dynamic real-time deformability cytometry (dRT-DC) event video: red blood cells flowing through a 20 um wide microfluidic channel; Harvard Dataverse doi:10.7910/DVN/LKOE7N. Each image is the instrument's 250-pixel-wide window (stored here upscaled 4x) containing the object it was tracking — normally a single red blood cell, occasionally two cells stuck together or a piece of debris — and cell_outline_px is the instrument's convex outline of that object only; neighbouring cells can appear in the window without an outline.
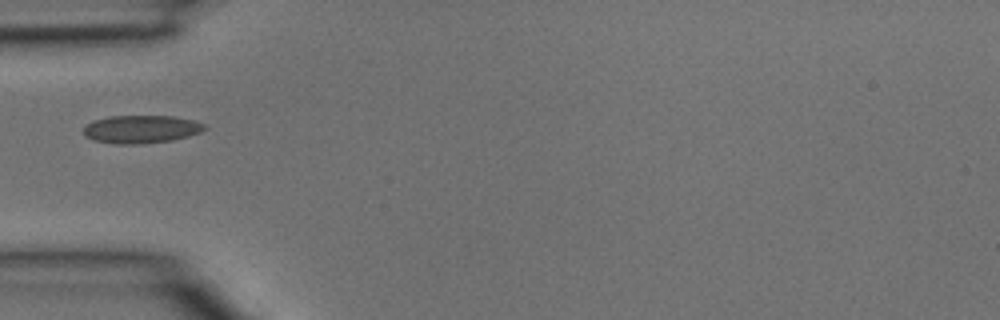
{"species": "common noctule bat (a hibernating species)", "species_latin": "Nyctalus noctula", "temperature_condition": "room temperature", "stored_images_in_passage": 18, "camera_frame_rate_fps": 3000, "um_per_image_px": 0.085, "animal": {"sex": "male", "body_mass_g": 15.6}, "frame": {"image": 1, "passage_image": 1, "time_ms": 0.0, "image_size_px": [1000, 320], "cell_outline_px": [[208, 128], [200, 132], [188, 136], [172, 140], [140, 144], [116, 144], [92, 140], [84, 136], [84, 128], [88, 124], [96, 120], [108, 116], [172, 116], [192, 120], [208, 124]], "centroid_in_image_um": [12.03, 10.98], "position_along_channel_um": 73.0, "area_um2": 19.77}}
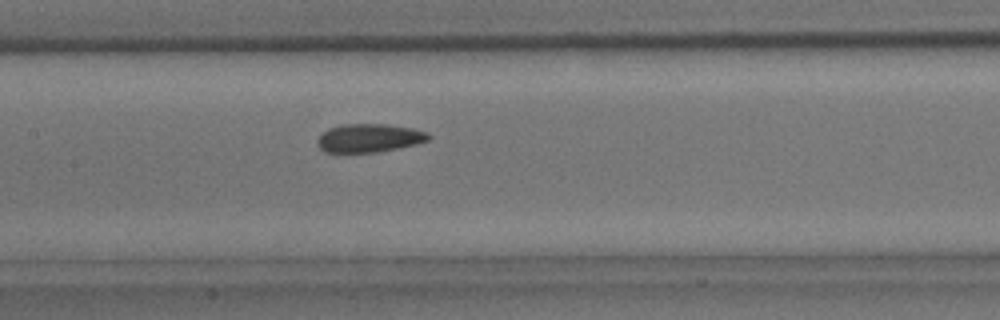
{"frame": {"image": 2, "passage_image": 7, "time_ms": 2.0, "image_size_px": [1000, 320], "cell_outline_px": [[432, 136], [428, 140], [416, 144], [376, 152], [324, 152], [316, 144], [316, 140], [328, 128], [344, 124], [388, 124], [412, 128], [428, 132]], "centroid_in_image_um": [31.38, 11.72], "position_along_channel_um": 176.0, "area_um2": 18.38}}
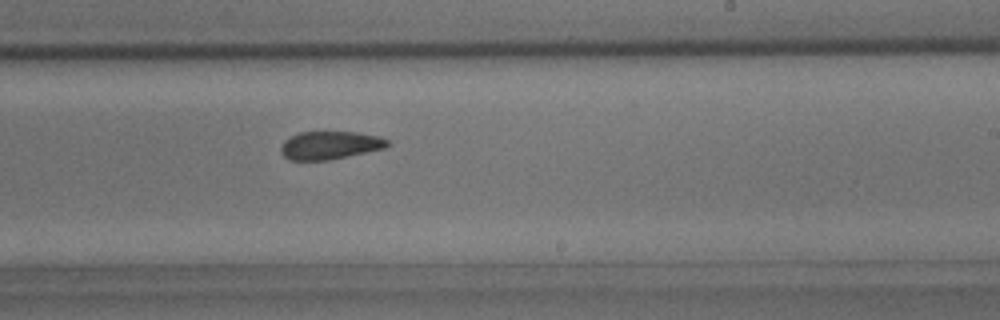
{"frame": {"image": 3, "passage_image": 12, "time_ms": 3.667, "image_size_px": [1000, 320], "cell_outline_px": [[392, 144], [384, 148], [328, 160], [288, 160], [280, 152], [280, 148], [284, 140], [300, 132], [356, 132], [376, 136], [388, 140]], "centroid_in_image_um": [28.02, 12.35], "position_along_channel_um": 261.0, "area_um2": 17.28}}